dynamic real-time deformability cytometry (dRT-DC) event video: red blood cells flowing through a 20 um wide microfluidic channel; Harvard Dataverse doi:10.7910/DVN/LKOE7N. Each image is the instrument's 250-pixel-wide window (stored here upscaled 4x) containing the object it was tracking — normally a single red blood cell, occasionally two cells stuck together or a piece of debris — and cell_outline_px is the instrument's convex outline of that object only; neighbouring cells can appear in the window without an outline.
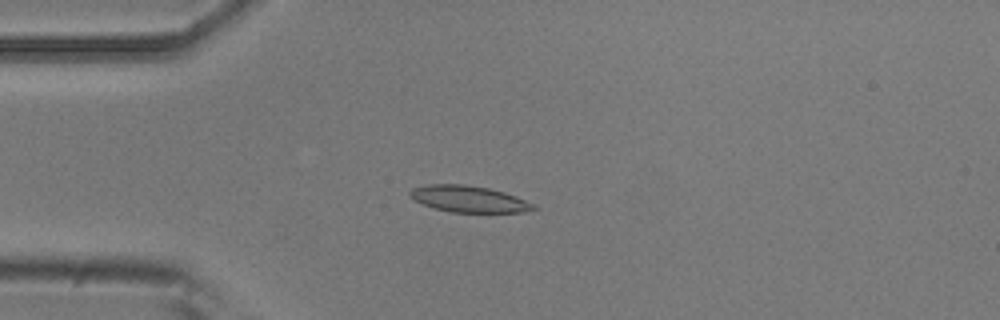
{"species": "common noctule bat (a hibernating species)", "species_latin": "Nyctalus noctula", "temperature_condition": "room temperature", "stored_images_in_passage": 4, "camera_frame_rate_fps": 3000, "um_per_image_px": 0.085, "animal": {"sex": "male", "body_mass_g": 20.5, "forearm_length_mm": 52.5}, "frame": {"image": 1, "passage_image": 4, "time_ms": 1.0, "image_size_px": [1000, 320], "cell_outline_px": [[540, 208], [520, 212], [452, 212], [436, 208], [424, 204], [416, 200], [408, 192], [412, 188], [428, 184], [464, 184], [488, 188], [504, 192], [516, 196], [536, 204]], "centroid_in_image_um": [39.91, 16.91], "position_along_channel_um": 45.1, "area_um2": 18.9}}